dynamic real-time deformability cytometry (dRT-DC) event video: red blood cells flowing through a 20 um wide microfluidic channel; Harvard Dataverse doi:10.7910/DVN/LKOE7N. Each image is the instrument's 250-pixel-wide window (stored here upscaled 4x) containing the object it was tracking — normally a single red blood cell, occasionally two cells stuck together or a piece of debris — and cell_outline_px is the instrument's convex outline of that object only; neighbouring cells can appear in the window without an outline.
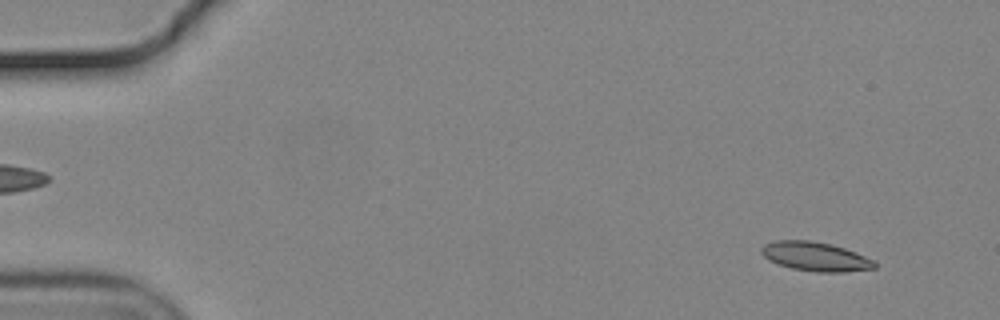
{"species": "common noctule bat (a hibernating species)", "species_latin": "Nyctalus noctula", "temperature_condition": "cold", "stored_images_in_passage": 55, "camera_frame_rate_fps": 3000, "um_per_image_px": 0.085, "animal": {"sex": "male", "body_mass_g": 19.2, "forearm_length_mm": 51.8}, "frame": {"image": 1, "passage_image": 4, "time_ms": 1.0, "image_size_px": [1000, 320], "cell_outline_px": [[876, 268], [844, 272], [816, 272], [792, 268], [776, 264], [768, 260], [760, 252], [760, 248], [764, 244], [776, 240], [808, 240], [832, 244], [856, 252], [876, 260]], "centroid_in_image_um": [69.31, 21.8], "position_along_channel_um": 15.7, "area_um2": 19.42}}
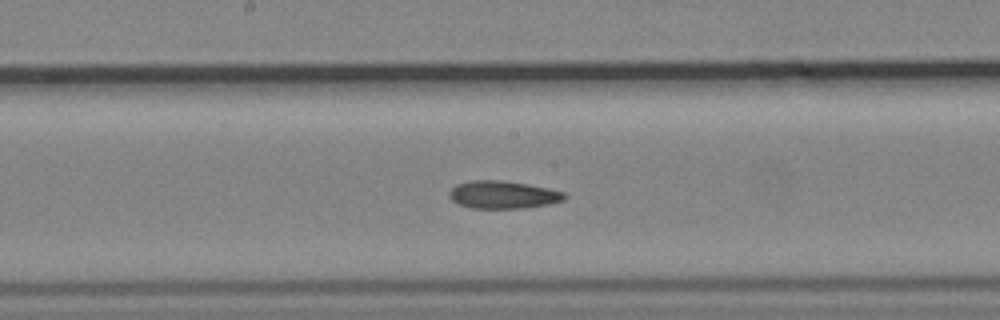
{"frame": {"image": 2, "passage_image": 29, "time_ms": 9.333, "image_size_px": [1000, 320], "cell_outline_px": [[568, 196], [564, 200], [548, 204], [524, 208], [472, 208], [460, 204], [452, 200], [448, 196], [448, 192], [456, 184], [472, 180], [500, 180], [528, 184], [548, 188], [564, 192]], "centroid_in_image_um": [42.75, 16.54], "position_along_channel_um": 205.4, "area_um2": 18.61}}
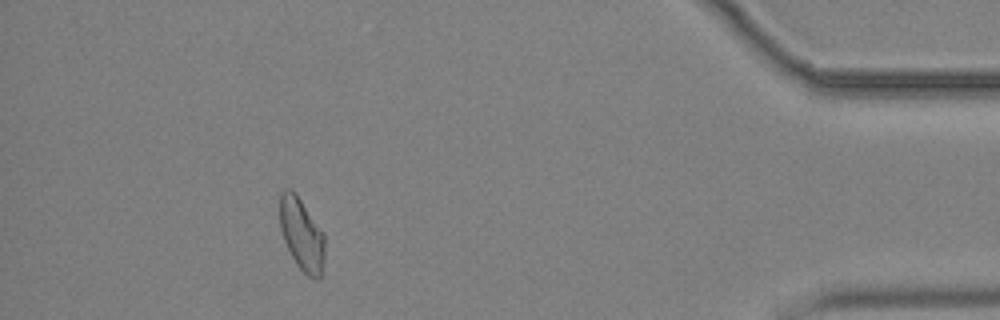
{"frame": {"image": 3, "passage_image": 50, "time_ms": 16.333, "image_size_px": [1000, 320], "cell_outline_px": [[324, 256], [320, 276], [316, 280], [308, 276], [296, 264], [284, 240], [280, 228], [280, 192], [284, 188], [292, 188], [324, 232]], "centroid_in_image_um": [25.64, 19.88], "position_along_channel_um": 409.6, "area_um2": 18.9}, "authors_computed_cell_mechanics": {"area_um2": 18.9006, "velocity_mm_per_s": 3.6943, "shape_relaxation_time_tau1_ms": null, "shape_relaxation_time_tau2_ms": 9.4988, "deformation_change_tau1": null, "deformation_change_tau2": 0.1612}}